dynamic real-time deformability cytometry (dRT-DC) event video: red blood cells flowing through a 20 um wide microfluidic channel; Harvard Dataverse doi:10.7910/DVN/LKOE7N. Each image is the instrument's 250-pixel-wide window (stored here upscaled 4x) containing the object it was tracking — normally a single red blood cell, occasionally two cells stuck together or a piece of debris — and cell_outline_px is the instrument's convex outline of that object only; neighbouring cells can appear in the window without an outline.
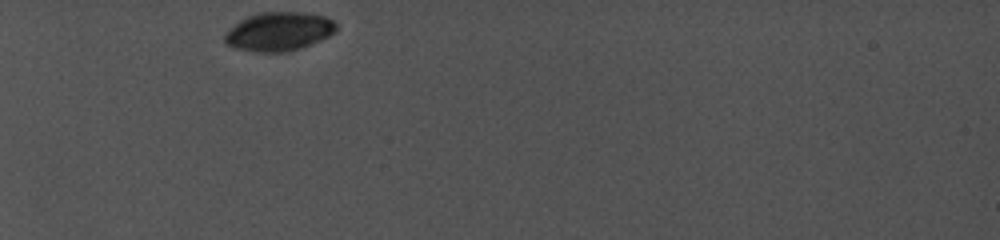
{"species": "common noctule bat (a hibernating species)", "species_latin": "Nyctalus noctula", "temperature_condition": "cold", "stored_images_in_passage": 3, "camera_frame_rate_fps": 5000, "um_per_image_px": 0.085, "animal": {"sex": "female", "body_mass_g": 19.0, "forearm_length_mm": 56.7}, "frame": {"image": 1, "passage_image": 1, "time_ms": 0.0, "image_size_px": [1000, 240], "cell_outline_px": [[336, 32], [320, 40], [300, 48], [288, 52], [256, 52], [232, 48], [224, 40], [224, 32], [240, 20], [248, 16], [260, 12], [300, 12], [324, 16], [332, 20], [336, 24]], "centroid_in_image_um": [23.67, 2.68], "position_along_channel_um": 61.3, "area_um2": 25.26}}